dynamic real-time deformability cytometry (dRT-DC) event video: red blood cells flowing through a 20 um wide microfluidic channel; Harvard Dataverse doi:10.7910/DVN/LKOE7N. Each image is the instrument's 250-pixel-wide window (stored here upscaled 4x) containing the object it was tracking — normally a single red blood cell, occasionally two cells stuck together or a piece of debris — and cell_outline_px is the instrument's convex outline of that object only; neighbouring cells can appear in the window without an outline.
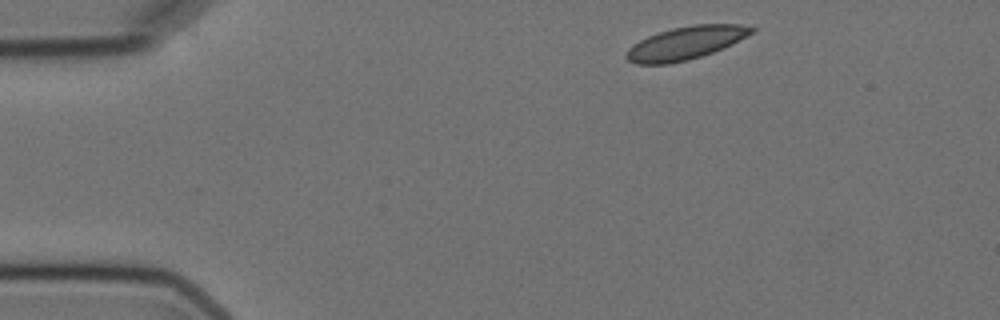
{"species": "Egyptian fruit bat (a non-hibernating species)", "species_latin": "Rousettus aegyptiacus", "temperature_condition": "cold", "stored_images_in_passage": 6, "segment_of_instrument_passage": [2, 2], "camera_frame_rate_fps": 3000, "um_per_image_px": 0.085, "animal": {"sex": "female"}, "frame": {"image": 1, "passage_image": 6, "time_ms": 9.333, "image_size_px": [1000, 320], "cell_outline_px": [[756, 32], [732, 44], [712, 52], [688, 60], [668, 64], [636, 64], [628, 60], [624, 56], [628, 48], [632, 44], [648, 36], [672, 28], [696, 24], [740, 24], [756, 28]], "centroid_in_image_um": [58.29, 3.65], "position_along_channel_um": 26.7, "area_um2": 24.1}}